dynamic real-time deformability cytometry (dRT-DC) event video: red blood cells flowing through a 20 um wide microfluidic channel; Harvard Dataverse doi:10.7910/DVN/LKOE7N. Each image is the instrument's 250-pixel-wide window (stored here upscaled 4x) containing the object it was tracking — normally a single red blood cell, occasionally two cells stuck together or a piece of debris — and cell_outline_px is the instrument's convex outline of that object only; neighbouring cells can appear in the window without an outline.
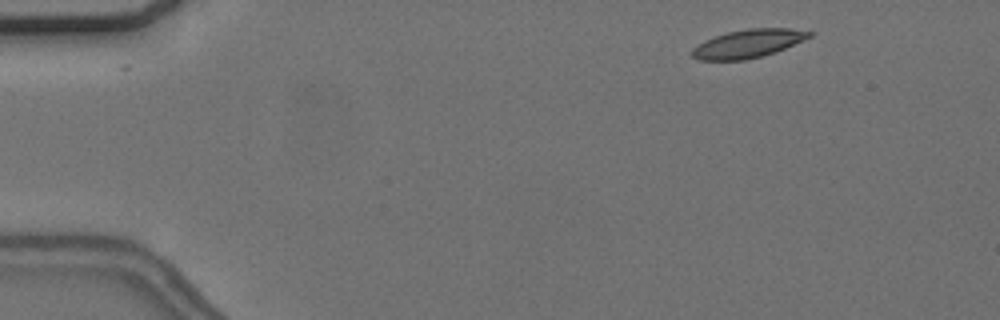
{"species": "common noctule bat (a hibernating species)", "species_latin": "Nyctalus noctula", "temperature_condition": "cold", "stored_images_in_passage": 52, "camera_frame_rate_fps": 3000, "um_per_image_px": 0.085, "animal": {"sex": "female", "body_mass_g": 24.6, "forearm_length_mm": 56.2}, "frame": {"image": 1, "passage_image": 2, "time_ms": 0.333, "image_size_px": [1000, 320], "cell_outline_px": [[816, 32], [812, 36], [776, 52], [744, 60], [696, 60], [692, 56], [692, 48], [704, 40], [728, 32], [748, 28], [788, 28]], "centroid_in_image_um": [63.59, 3.7], "position_along_channel_um": 21.4, "area_um2": 19.31}}
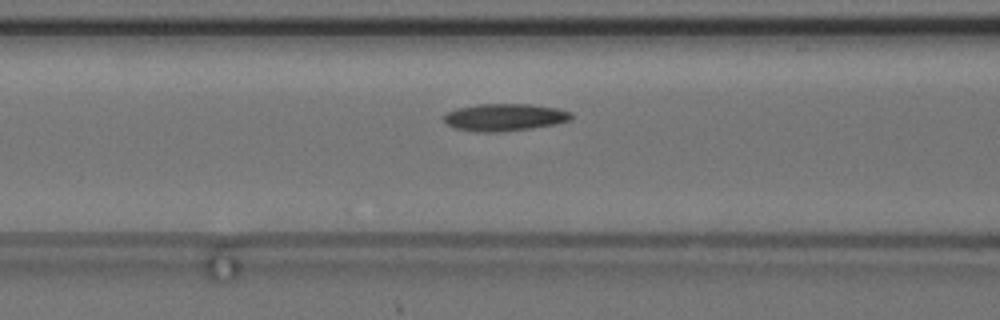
{"frame": {"image": 2, "passage_image": 18, "time_ms": 5.667, "image_size_px": [1000, 320], "cell_outline_px": [[572, 120], [556, 124], [500, 132], [476, 132], [456, 128], [448, 124], [444, 120], [444, 112], [456, 108], [476, 104], [532, 104], [556, 108], [572, 112]], "centroid_in_image_um": [42.88, 9.96], "position_along_channel_um": 123.7, "area_um2": 20.35}}
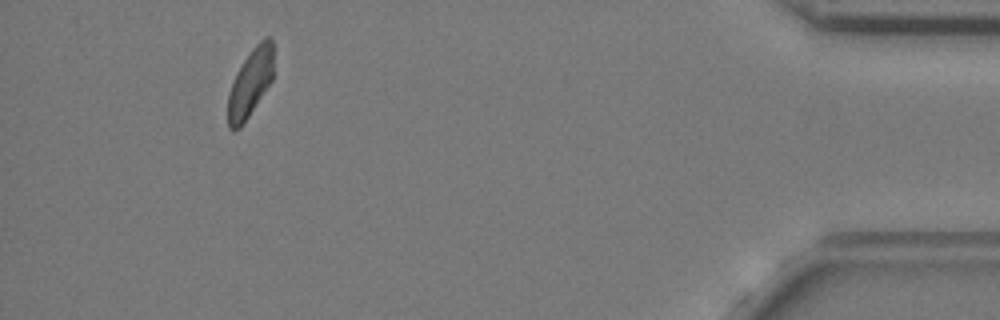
{"frame": {"image": 3, "passage_image": 47, "time_ms": 15.333, "image_size_px": [1000, 320], "cell_outline_px": [[272, 80], [240, 128], [232, 132], [228, 128], [228, 96], [236, 72], [252, 48], [264, 36], [268, 36], [272, 40]], "centroid_in_image_um": [21.26, 7.05], "position_along_channel_um": 413.9, "area_um2": 17.74}}